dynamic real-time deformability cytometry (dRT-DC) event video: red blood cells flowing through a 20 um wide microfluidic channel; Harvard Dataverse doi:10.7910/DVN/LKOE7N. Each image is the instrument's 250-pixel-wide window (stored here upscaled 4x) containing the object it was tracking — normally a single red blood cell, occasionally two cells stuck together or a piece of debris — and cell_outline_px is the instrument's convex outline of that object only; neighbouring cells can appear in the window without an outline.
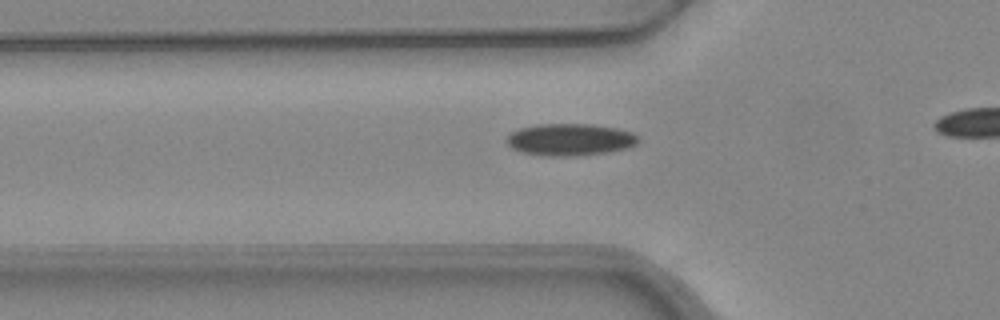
{"species": "common noctule bat (a hibernating species)", "species_latin": "Nyctalus noctula", "temperature_condition": "warm", "stored_images_in_passage": 22, "camera_frame_rate_fps": 3000, "um_per_image_px": 0.085, "animal": {"sex": "female", "body_mass_g": 24.6, "forearm_length_mm": 56.2}, "frame": {"image": 1, "passage_image": 13, "time_ms": 4.0, "image_size_px": [1000, 320], "cell_outline_px": [[640, 140], [636, 144], [628, 148], [608, 152], [580, 156], [544, 156], [524, 152], [512, 148], [508, 144], [508, 136], [512, 132], [520, 128], [536, 124], [592, 124], [616, 128], [632, 132]], "centroid_in_image_um": [48.48, 11.87], "position_along_channel_um": 77.3, "area_um2": 24.57}}
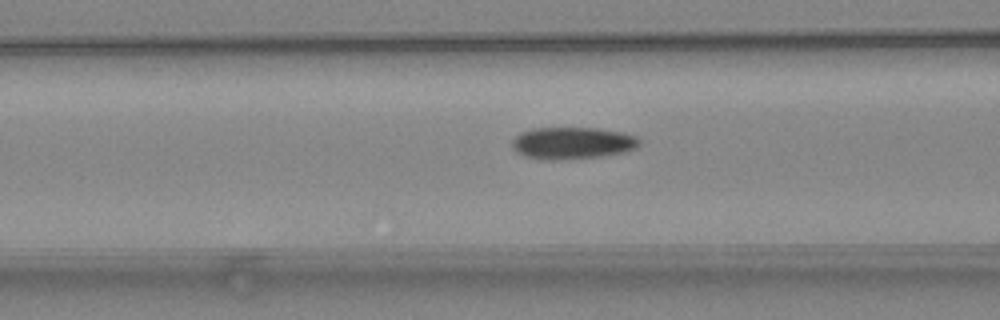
{"frame": {"image": 2, "passage_image": 16, "time_ms": 5.0, "image_size_px": [1000, 320], "cell_outline_px": [[640, 144], [636, 148], [628, 152], [604, 156], [556, 160], [544, 160], [524, 156], [516, 152], [512, 148], [512, 140], [520, 132], [536, 128], [596, 128], [624, 132], [636, 136], [640, 140]], "centroid_in_image_um": [48.68, 12.17], "position_along_channel_um": 117.9, "area_um2": 24.04}}
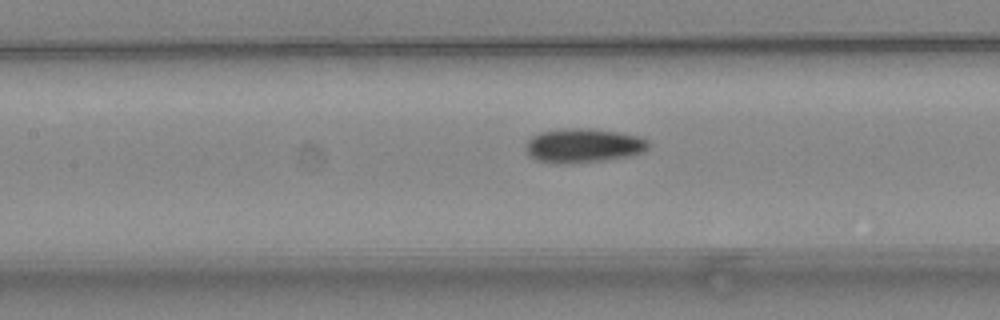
{"frame": {"image": 3, "passage_image": 19, "time_ms": 6.0, "image_size_px": [1000, 320], "cell_outline_px": [[648, 148], [644, 152], [628, 156], [604, 160], [564, 164], [552, 164], [536, 160], [528, 156], [524, 148], [524, 144], [532, 136], [540, 132], [564, 128], [592, 128], [620, 132], [640, 136], [648, 140]], "centroid_in_image_um": [49.54, 12.37], "position_along_channel_um": 157.9, "area_um2": 24.91}}